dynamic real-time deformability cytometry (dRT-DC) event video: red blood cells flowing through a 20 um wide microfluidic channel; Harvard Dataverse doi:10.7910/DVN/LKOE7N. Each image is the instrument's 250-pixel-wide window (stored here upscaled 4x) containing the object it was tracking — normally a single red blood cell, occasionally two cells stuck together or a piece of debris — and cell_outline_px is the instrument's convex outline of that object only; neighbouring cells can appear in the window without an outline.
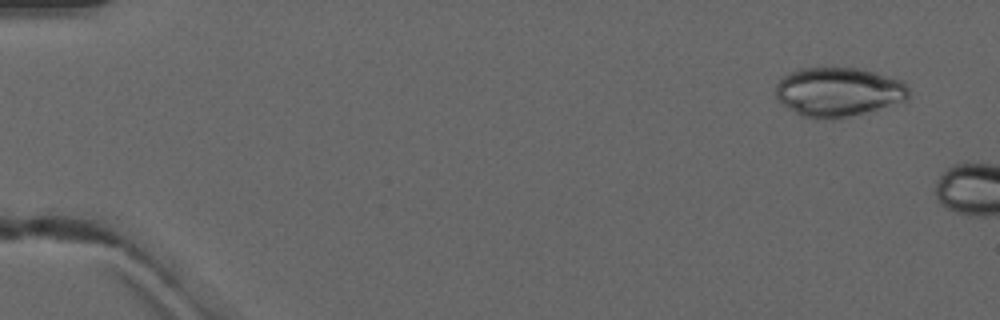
{"species": "common noctule bat (a hibernating species)", "species_latin": "Nyctalus noctula", "temperature_condition": "warm", "stored_images_in_passage": 3, "camera_frame_rate_fps": 3000, "um_per_image_px": 0.085, "animal": {"sex": "male", "forearm_length_mm": 52.5}, "frame": {"image": 1, "passage_image": 1, "time_ms": 0.0, "image_size_px": [1000, 320], "cell_outline_px": [[908, 100], [904, 104], [832, 120], [816, 120], [800, 116], [780, 104], [776, 100], [776, 84], [788, 72], [800, 68], [860, 68], [904, 80], [908, 88]], "centroid_in_image_um": [71.29, 7.85], "position_along_channel_um": 13.7, "area_um2": 39.3}}